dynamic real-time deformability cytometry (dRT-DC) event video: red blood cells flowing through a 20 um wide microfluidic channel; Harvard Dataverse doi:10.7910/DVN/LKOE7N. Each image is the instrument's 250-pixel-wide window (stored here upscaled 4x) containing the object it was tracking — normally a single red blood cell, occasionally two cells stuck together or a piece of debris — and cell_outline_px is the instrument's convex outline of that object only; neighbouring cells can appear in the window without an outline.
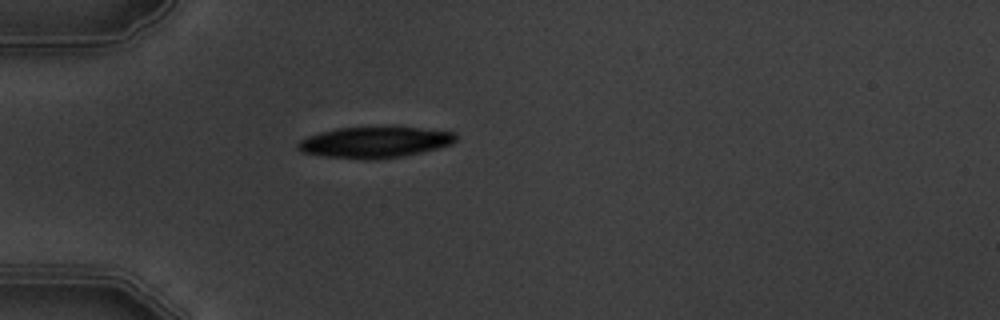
{"species": "common noctule bat (a hibernating species)", "species_latin": "Nyctalus noctula", "temperature_condition": "warm", "stored_images_in_passage": 1, "camera_frame_rate_fps": 3000, "um_per_image_px": 0.085, "animal": {"sex": "male", "body_mass_g": 19.5, "forearm_length_mm": 54.6}, "frame": {"image": 1, "passage_image": 1, "time_ms": 0.0, "image_size_px": [1000, 320], "cell_outline_px": [[456, 140], [452, 144], [420, 152], [400, 156], [372, 160], [364, 160], [324, 156], [304, 152], [296, 148], [296, 144], [300, 140], [308, 136], [320, 132], [336, 128], [416, 128], [456, 132]], "centroid_in_image_um": [31.81, 12.1], "position_along_channel_um": 53.2, "area_um2": 28.09}}